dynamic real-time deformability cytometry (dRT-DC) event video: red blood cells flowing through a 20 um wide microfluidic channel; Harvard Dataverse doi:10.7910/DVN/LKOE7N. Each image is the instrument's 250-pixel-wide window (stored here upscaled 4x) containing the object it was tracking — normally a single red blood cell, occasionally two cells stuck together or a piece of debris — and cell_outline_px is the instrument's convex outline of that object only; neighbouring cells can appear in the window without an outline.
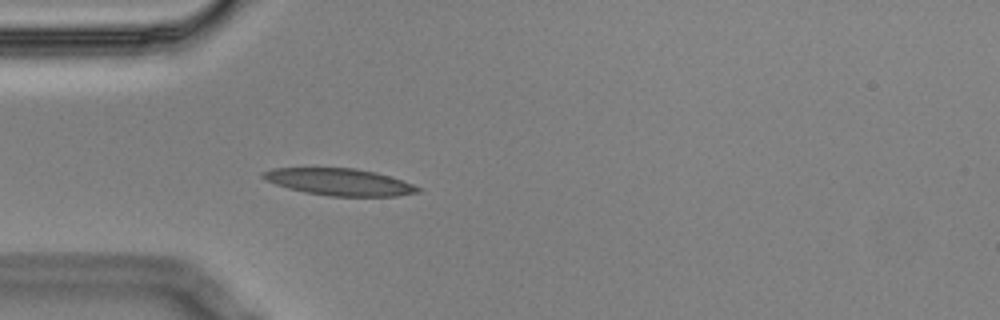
{"species": "Egyptian fruit bat (a non-hibernating species)", "species_latin": "Rousettus aegyptiacus", "temperature_condition": "cold", "stored_images_in_passage": 6, "camera_frame_rate_fps": 3000, "um_per_image_px": 0.085, "animal": {"sex": "male"}, "frame": {"image": 1, "passage_image": 6, "time_ms": 1.667, "image_size_px": [1000, 320], "cell_outline_px": [[420, 192], [396, 196], [328, 196], [304, 192], [288, 188], [264, 180], [260, 176], [260, 172], [272, 168], [356, 168], [376, 172], [412, 184], [420, 188]], "centroid_in_image_um": [28.79, 15.46], "position_along_channel_um": 56.2, "area_um2": 24.28}}